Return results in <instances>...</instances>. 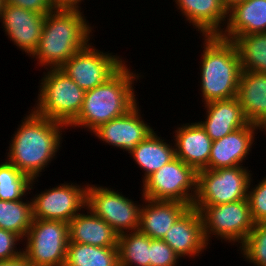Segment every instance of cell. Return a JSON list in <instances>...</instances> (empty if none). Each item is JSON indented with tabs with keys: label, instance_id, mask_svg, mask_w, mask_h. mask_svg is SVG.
<instances>
[{
	"label": "cell",
	"instance_id": "obj_1",
	"mask_svg": "<svg viewBox=\"0 0 266 266\" xmlns=\"http://www.w3.org/2000/svg\"><path fill=\"white\" fill-rule=\"evenodd\" d=\"M30 110L14 131L5 156L7 161L33 180L41 177V172L56 160L64 140L62 132L68 127Z\"/></svg>",
	"mask_w": 266,
	"mask_h": 266
},
{
	"label": "cell",
	"instance_id": "obj_2",
	"mask_svg": "<svg viewBox=\"0 0 266 266\" xmlns=\"http://www.w3.org/2000/svg\"><path fill=\"white\" fill-rule=\"evenodd\" d=\"M83 13L81 9L55 8L46 14L37 50L31 56L37 66L59 69L92 41L95 27Z\"/></svg>",
	"mask_w": 266,
	"mask_h": 266
},
{
	"label": "cell",
	"instance_id": "obj_3",
	"mask_svg": "<svg viewBox=\"0 0 266 266\" xmlns=\"http://www.w3.org/2000/svg\"><path fill=\"white\" fill-rule=\"evenodd\" d=\"M130 67L125 63L106 82L87 90L80 113L68 129H85L92 134L100 125L131 110L138 103L134 85L144 75Z\"/></svg>",
	"mask_w": 266,
	"mask_h": 266
},
{
	"label": "cell",
	"instance_id": "obj_4",
	"mask_svg": "<svg viewBox=\"0 0 266 266\" xmlns=\"http://www.w3.org/2000/svg\"><path fill=\"white\" fill-rule=\"evenodd\" d=\"M202 39L198 72L202 105L237 97L242 69L235 42L220 35L202 36Z\"/></svg>",
	"mask_w": 266,
	"mask_h": 266
},
{
	"label": "cell",
	"instance_id": "obj_5",
	"mask_svg": "<svg viewBox=\"0 0 266 266\" xmlns=\"http://www.w3.org/2000/svg\"><path fill=\"white\" fill-rule=\"evenodd\" d=\"M39 81L38 96L32 109L68 127L78 117L86 91L60 68L47 69Z\"/></svg>",
	"mask_w": 266,
	"mask_h": 266
},
{
	"label": "cell",
	"instance_id": "obj_6",
	"mask_svg": "<svg viewBox=\"0 0 266 266\" xmlns=\"http://www.w3.org/2000/svg\"><path fill=\"white\" fill-rule=\"evenodd\" d=\"M192 207L201 214L204 238L208 246L214 237L221 242L237 245L238 249L255 225L248 199L220 205Z\"/></svg>",
	"mask_w": 266,
	"mask_h": 266
},
{
	"label": "cell",
	"instance_id": "obj_7",
	"mask_svg": "<svg viewBox=\"0 0 266 266\" xmlns=\"http://www.w3.org/2000/svg\"><path fill=\"white\" fill-rule=\"evenodd\" d=\"M252 171L245 166L197 172V194L192 206L220 205L247 199Z\"/></svg>",
	"mask_w": 266,
	"mask_h": 266
},
{
	"label": "cell",
	"instance_id": "obj_8",
	"mask_svg": "<svg viewBox=\"0 0 266 266\" xmlns=\"http://www.w3.org/2000/svg\"><path fill=\"white\" fill-rule=\"evenodd\" d=\"M142 199L143 195L139 203L109 186L87 185L86 207L119 235L139 230Z\"/></svg>",
	"mask_w": 266,
	"mask_h": 266
},
{
	"label": "cell",
	"instance_id": "obj_9",
	"mask_svg": "<svg viewBox=\"0 0 266 266\" xmlns=\"http://www.w3.org/2000/svg\"><path fill=\"white\" fill-rule=\"evenodd\" d=\"M142 184L140 194L144 198L179 201L192 207L197 194V171L175 157Z\"/></svg>",
	"mask_w": 266,
	"mask_h": 266
},
{
	"label": "cell",
	"instance_id": "obj_10",
	"mask_svg": "<svg viewBox=\"0 0 266 266\" xmlns=\"http://www.w3.org/2000/svg\"><path fill=\"white\" fill-rule=\"evenodd\" d=\"M68 232V222L33 219L23 239V255L36 266H64Z\"/></svg>",
	"mask_w": 266,
	"mask_h": 266
},
{
	"label": "cell",
	"instance_id": "obj_11",
	"mask_svg": "<svg viewBox=\"0 0 266 266\" xmlns=\"http://www.w3.org/2000/svg\"><path fill=\"white\" fill-rule=\"evenodd\" d=\"M98 49L95 44L93 45L90 42L60 67L68 77L85 91L106 82L128 62L122 56H118L117 53Z\"/></svg>",
	"mask_w": 266,
	"mask_h": 266
},
{
	"label": "cell",
	"instance_id": "obj_12",
	"mask_svg": "<svg viewBox=\"0 0 266 266\" xmlns=\"http://www.w3.org/2000/svg\"><path fill=\"white\" fill-rule=\"evenodd\" d=\"M83 184V185H82ZM56 184L50 189L31 195L33 219L70 222L86 207L88 183Z\"/></svg>",
	"mask_w": 266,
	"mask_h": 266
},
{
	"label": "cell",
	"instance_id": "obj_13",
	"mask_svg": "<svg viewBox=\"0 0 266 266\" xmlns=\"http://www.w3.org/2000/svg\"><path fill=\"white\" fill-rule=\"evenodd\" d=\"M138 104L139 102L124 115L100 125L91 135L97 137L101 143H105L104 145H111L130 154L155 130L144 120V114Z\"/></svg>",
	"mask_w": 266,
	"mask_h": 266
},
{
	"label": "cell",
	"instance_id": "obj_14",
	"mask_svg": "<svg viewBox=\"0 0 266 266\" xmlns=\"http://www.w3.org/2000/svg\"><path fill=\"white\" fill-rule=\"evenodd\" d=\"M45 14L4 3L0 11L1 27L13 45L31 57L37 50Z\"/></svg>",
	"mask_w": 266,
	"mask_h": 266
},
{
	"label": "cell",
	"instance_id": "obj_15",
	"mask_svg": "<svg viewBox=\"0 0 266 266\" xmlns=\"http://www.w3.org/2000/svg\"><path fill=\"white\" fill-rule=\"evenodd\" d=\"M260 131L262 132V128L259 125L248 123L245 127L213 141L208 169L244 166L252 151L253 143L256 142L255 139L257 140L255 136Z\"/></svg>",
	"mask_w": 266,
	"mask_h": 266
},
{
	"label": "cell",
	"instance_id": "obj_16",
	"mask_svg": "<svg viewBox=\"0 0 266 266\" xmlns=\"http://www.w3.org/2000/svg\"><path fill=\"white\" fill-rule=\"evenodd\" d=\"M162 240L183 260L186 257L191 260L198 258L209 247L204 238L201 214L194 207H190L173 224Z\"/></svg>",
	"mask_w": 266,
	"mask_h": 266
},
{
	"label": "cell",
	"instance_id": "obj_17",
	"mask_svg": "<svg viewBox=\"0 0 266 266\" xmlns=\"http://www.w3.org/2000/svg\"><path fill=\"white\" fill-rule=\"evenodd\" d=\"M180 124L175 127L170 141L174 142L175 156L197 172L208 169L212 139L198 121Z\"/></svg>",
	"mask_w": 266,
	"mask_h": 266
},
{
	"label": "cell",
	"instance_id": "obj_18",
	"mask_svg": "<svg viewBox=\"0 0 266 266\" xmlns=\"http://www.w3.org/2000/svg\"><path fill=\"white\" fill-rule=\"evenodd\" d=\"M174 1L181 17H184L201 36L221 35L228 20V10L221 0Z\"/></svg>",
	"mask_w": 266,
	"mask_h": 266
},
{
	"label": "cell",
	"instance_id": "obj_19",
	"mask_svg": "<svg viewBox=\"0 0 266 266\" xmlns=\"http://www.w3.org/2000/svg\"><path fill=\"white\" fill-rule=\"evenodd\" d=\"M205 119L198 121L212 141L245 127L249 122L245 118L237 97L228 100L212 101L203 105Z\"/></svg>",
	"mask_w": 266,
	"mask_h": 266
},
{
	"label": "cell",
	"instance_id": "obj_20",
	"mask_svg": "<svg viewBox=\"0 0 266 266\" xmlns=\"http://www.w3.org/2000/svg\"><path fill=\"white\" fill-rule=\"evenodd\" d=\"M189 208V205L179 201L144 198L140 211L139 231L152 239L162 240Z\"/></svg>",
	"mask_w": 266,
	"mask_h": 266
},
{
	"label": "cell",
	"instance_id": "obj_21",
	"mask_svg": "<svg viewBox=\"0 0 266 266\" xmlns=\"http://www.w3.org/2000/svg\"><path fill=\"white\" fill-rule=\"evenodd\" d=\"M68 230L69 242L118 247L119 234L87 207L68 223Z\"/></svg>",
	"mask_w": 266,
	"mask_h": 266
},
{
	"label": "cell",
	"instance_id": "obj_22",
	"mask_svg": "<svg viewBox=\"0 0 266 266\" xmlns=\"http://www.w3.org/2000/svg\"><path fill=\"white\" fill-rule=\"evenodd\" d=\"M266 32V0H245L228 10L221 37L234 40L243 35Z\"/></svg>",
	"mask_w": 266,
	"mask_h": 266
},
{
	"label": "cell",
	"instance_id": "obj_23",
	"mask_svg": "<svg viewBox=\"0 0 266 266\" xmlns=\"http://www.w3.org/2000/svg\"><path fill=\"white\" fill-rule=\"evenodd\" d=\"M237 98L249 123L266 126V73L242 70Z\"/></svg>",
	"mask_w": 266,
	"mask_h": 266
},
{
	"label": "cell",
	"instance_id": "obj_24",
	"mask_svg": "<svg viewBox=\"0 0 266 266\" xmlns=\"http://www.w3.org/2000/svg\"><path fill=\"white\" fill-rule=\"evenodd\" d=\"M157 132L151 133L129 154L133 158V162L135 161L134 163L144 173V176L142 175V183L176 157L174 142H168L169 140H165L161 135L158 136Z\"/></svg>",
	"mask_w": 266,
	"mask_h": 266
},
{
	"label": "cell",
	"instance_id": "obj_25",
	"mask_svg": "<svg viewBox=\"0 0 266 266\" xmlns=\"http://www.w3.org/2000/svg\"><path fill=\"white\" fill-rule=\"evenodd\" d=\"M64 266H119L118 248L68 242Z\"/></svg>",
	"mask_w": 266,
	"mask_h": 266
},
{
	"label": "cell",
	"instance_id": "obj_26",
	"mask_svg": "<svg viewBox=\"0 0 266 266\" xmlns=\"http://www.w3.org/2000/svg\"><path fill=\"white\" fill-rule=\"evenodd\" d=\"M27 199L0 200V228L17 234L22 240L33 221L31 198Z\"/></svg>",
	"mask_w": 266,
	"mask_h": 266
},
{
	"label": "cell",
	"instance_id": "obj_27",
	"mask_svg": "<svg viewBox=\"0 0 266 266\" xmlns=\"http://www.w3.org/2000/svg\"><path fill=\"white\" fill-rule=\"evenodd\" d=\"M241 69L251 72L266 73V32L236 37Z\"/></svg>",
	"mask_w": 266,
	"mask_h": 266
},
{
	"label": "cell",
	"instance_id": "obj_28",
	"mask_svg": "<svg viewBox=\"0 0 266 266\" xmlns=\"http://www.w3.org/2000/svg\"><path fill=\"white\" fill-rule=\"evenodd\" d=\"M38 180H31L4 158L0 163V200L16 201L27 198L32 189L36 190L34 186Z\"/></svg>",
	"mask_w": 266,
	"mask_h": 266
},
{
	"label": "cell",
	"instance_id": "obj_29",
	"mask_svg": "<svg viewBox=\"0 0 266 266\" xmlns=\"http://www.w3.org/2000/svg\"><path fill=\"white\" fill-rule=\"evenodd\" d=\"M150 237L138 231L119 235V266H150Z\"/></svg>",
	"mask_w": 266,
	"mask_h": 266
},
{
	"label": "cell",
	"instance_id": "obj_30",
	"mask_svg": "<svg viewBox=\"0 0 266 266\" xmlns=\"http://www.w3.org/2000/svg\"><path fill=\"white\" fill-rule=\"evenodd\" d=\"M237 251L253 266H266V220L254 225Z\"/></svg>",
	"mask_w": 266,
	"mask_h": 266
},
{
	"label": "cell",
	"instance_id": "obj_31",
	"mask_svg": "<svg viewBox=\"0 0 266 266\" xmlns=\"http://www.w3.org/2000/svg\"><path fill=\"white\" fill-rule=\"evenodd\" d=\"M253 182L252 175L249 182L247 199L252 219L257 224L266 220V175L257 184L253 185Z\"/></svg>",
	"mask_w": 266,
	"mask_h": 266
},
{
	"label": "cell",
	"instance_id": "obj_32",
	"mask_svg": "<svg viewBox=\"0 0 266 266\" xmlns=\"http://www.w3.org/2000/svg\"><path fill=\"white\" fill-rule=\"evenodd\" d=\"M150 266H178L181 262L175 251L164 241L150 238Z\"/></svg>",
	"mask_w": 266,
	"mask_h": 266
},
{
	"label": "cell",
	"instance_id": "obj_33",
	"mask_svg": "<svg viewBox=\"0 0 266 266\" xmlns=\"http://www.w3.org/2000/svg\"><path fill=\"white\" fill-rule=\"evenodd\" d=\"M18 244L23 245V240L17 234L0 228V261H9L20 257L23 250L19 246V249L17 248Z\"/></svg>",
	"mask_w": 266,
	"mask_h": 266
},
{
	"label": "cell",
	"instance_id": "obj_34",
	"mask_svg": "<svg viewBox=\"0 0 266 266\" xmlns=\"http://www.w3.org/2000/svg\"><path fill=\"white\" fill-rule=\"evenodd\" d=\"M4 3L45 15L55 9L50 0H4Z\"/></svg>",
	"mask_w": 266,
	"mask_h": 266
},
{
	"label": "cell",
	"instance_id": "obj_35",
	"mask_svg": "<svg viewBox=\"0 0 266 266\" xmlns=\"http://www.w3.org/2000/svg\"><path fill=\"white\" fill-rule=\"evenodd\" d=\"M54 8H62V9H82V2L84 0H50Z\"/></svg>",
	"mask_w": 266,
	"mask_h": 266
},
{
	"label": "cell",
	"instance_id": "obj_36",
	"mask_svg": "<svg viewBox=\"0 0 266 266\" xmlns=\"http://www.w3.org/2000/svg\"><path fill=\"white\" fill-rule=\"evenodd\" d=\"M0 266H36L34 263L30 262L23 254L13 260L0 261Z\"/></svg>",
	"mask_w": 266,
	"mask_h": 266
},
{
	"label": "cell",
	"instance_id": "obj_37",
	"mask_svg": "<svg viewBox=\"0 0 266 266\" xmlns=\"http://www.w3.org/2000/svg\"><path fill=\"white\" fill-rule=\"evenodd\" d=\"M243 1L245 0H221L222 4L227 10L231 9L235 4Z\"/></svg>",
	"mask_w": 266,
	"mask_h": 266
},
{
	"label": "cell",
	"instance_id": "obj_38",
	"mask_svg": "<svg viewBox=\"0 0 266 266\" xmlns=\"http://www.w3.org/2000/svg\"><path fill=\"white\" fill-rule=\"evenodd\" d=\"M4 4V0H0V11H1V7L3 6Z\"/></svg>",
	"mask_w": 266,
	"mask_h": 266
},
{
	"label": "cell",
	"instance_id": "obj_39",
	"mask_svg": "<svg viewBox=\"0 0 266 266\" xmlns=\"http://www.w3.org/2000/svg\"><path fill=\"white\" fill-rule=\"evenodd\" d=\"M262 131L264 132V135H266V126L262 129Z\"/></svg>",
	"mask_w": 266,
	"mask_h": 266
}]
</instances>
